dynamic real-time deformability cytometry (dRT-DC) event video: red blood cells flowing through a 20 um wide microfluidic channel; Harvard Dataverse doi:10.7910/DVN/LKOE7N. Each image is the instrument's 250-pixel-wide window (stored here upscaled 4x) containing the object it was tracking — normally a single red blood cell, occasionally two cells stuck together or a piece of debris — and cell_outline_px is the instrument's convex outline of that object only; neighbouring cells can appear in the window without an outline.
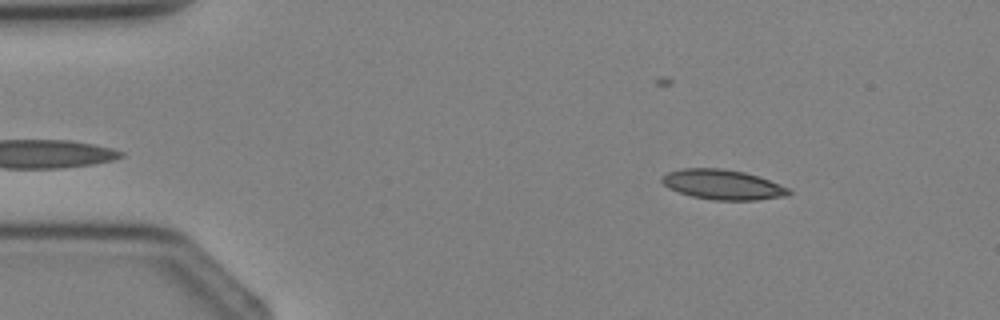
{"species": "Egyptian fruit bat (a non-hibernating species)", "species_latin": "Rousettus aegyptiacus", "temperature_condition": "cold", "stored_images_in_passage": 4, "camera_frame_rate_fps": 3000, "um_per_image_px": 0.085, "animal": {"sex": "female"}, "frame": {"image": 1, "passage_image": 2, "time_ms": 1.0, "image_size_px": [1000, 320], "cell_outline_px": [[792, 192], [788, 196], [756, 200], [716, 200], [692, 196], [668, 188], [660, 180], [668, 172], [680, 168], [720, 168], [744, 172], [760, 176], [788, 188]], "centroid_in_image_um": [61.45, 15.69], "position_along_channel_um": 23.6, "area_um2": 22.08}}
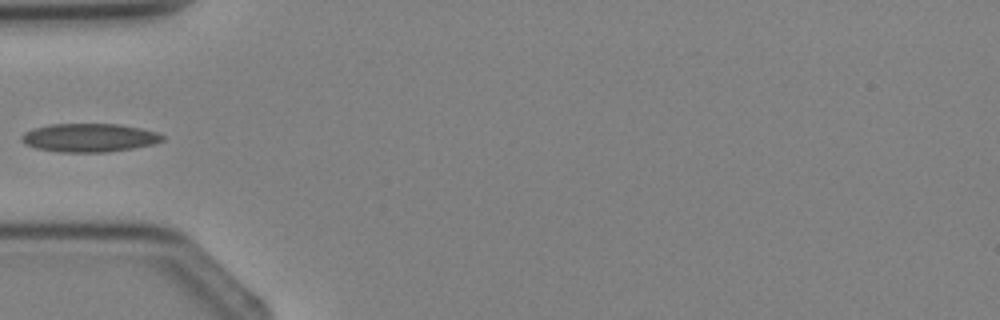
{"frame": {"image": 2, "passage_image": 4, "time_ms": 3.333, "image_size_px": [1000, 320], "cell_outline_px": [[164, 140], [152, 144], [132, 148], [108, 152], [60, 152], [36, 148], [24, 144], [20, 140], [20, 136], [24, 132], [36, 128], [52, 124], [120, 124], [140, 128], [156, 132], [164, 136]], "centroid_in_image_um": [7.57, 11.71], "position_along_channel_um": 77.4, "area_um2": 23.29}}